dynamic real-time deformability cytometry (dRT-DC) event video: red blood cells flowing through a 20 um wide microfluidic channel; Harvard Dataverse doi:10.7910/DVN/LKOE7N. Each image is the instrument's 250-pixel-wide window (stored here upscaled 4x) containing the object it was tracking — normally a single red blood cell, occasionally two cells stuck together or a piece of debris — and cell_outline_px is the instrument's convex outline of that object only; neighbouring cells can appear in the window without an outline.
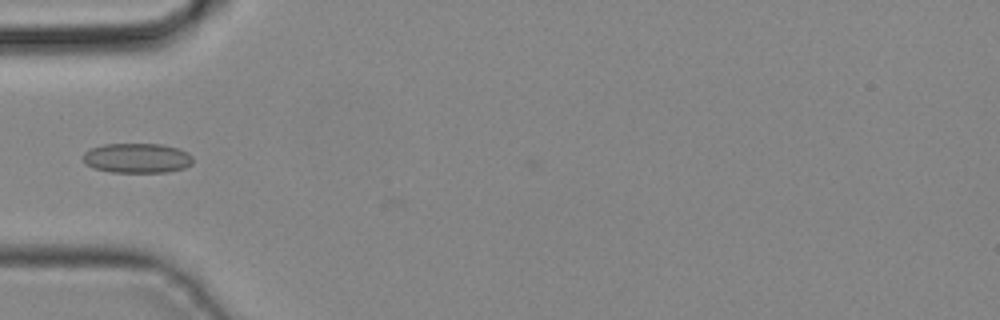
{"species": "common noctule bat (a hibernating species)", "species_latin": "Nyctalus noctula", "temperature_condition": "cold", "stored_images_in_passage": 26, "camera_frame_rate_fps": 3000, "um_per_image_px": 0.085, "animal": {"sex": "male", "body_mass_g": 19.2, "forearm_length_mm": 51.8}, "frame": {"image": 1, "passage_image": 1, "time_ms": 0.0, "image_size_px": [1000, 320], "cell_outline_px": [[192, 164], [184, 168], [168, 172], [112, 172], [96, 168], [84, 164], [84, 152], [92, 148], [104, 144], [160, 144], [180, 148], [188, 152], [192, 156]], "centroid_in_image_um": [11.69, 13.43], "position_along_channel_um": 73.3, "area_um2": 19.07}}
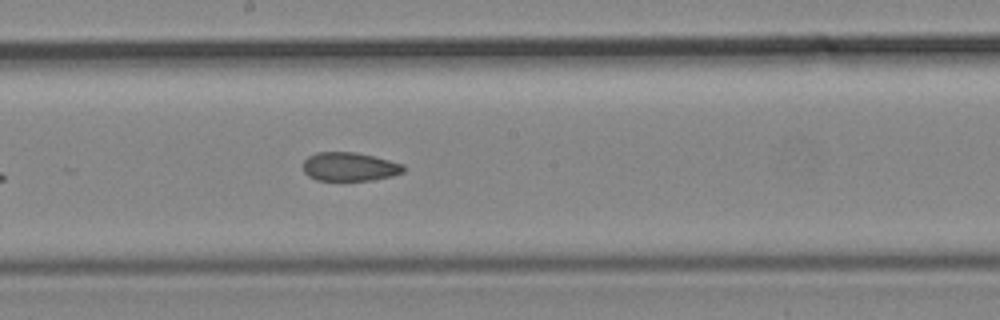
{"frame": {"image": 2, "passage_image": 10, "time_ms": 3.0, "image_size_px": [1000, 320], "cell_outline_px": [[404, 172], [392, 176], [372, 180], [316, 180], [308, 176], [304, 172], [304, 160], [308, 156], [316, 152], [356, 152], [404, 164]], "centroid_in_image_um": [29.7, 14.17], "position_along_channel_um": 218.5, "area_um2": 16.76}}
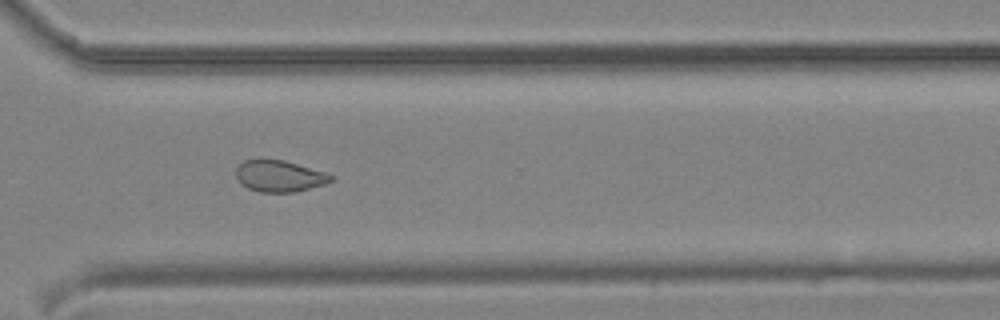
{"frame": {"image": 3, "passage_image": 18, "time_ms": 5.667, "image_size_px": [1000, 320], "cell_outline_px": [[332, 180], [328, 184], [292, 192], [260, 192], [248, 188], [240, 184], [236, 180], [236, 168], [244, 160], [260, 156], [284, 160], [324, 172], [332, 176]], "centroid_in_image_um": [23.68, 14.93], "position_along_channel_um": 346.9, "area_um2": 17.86}}